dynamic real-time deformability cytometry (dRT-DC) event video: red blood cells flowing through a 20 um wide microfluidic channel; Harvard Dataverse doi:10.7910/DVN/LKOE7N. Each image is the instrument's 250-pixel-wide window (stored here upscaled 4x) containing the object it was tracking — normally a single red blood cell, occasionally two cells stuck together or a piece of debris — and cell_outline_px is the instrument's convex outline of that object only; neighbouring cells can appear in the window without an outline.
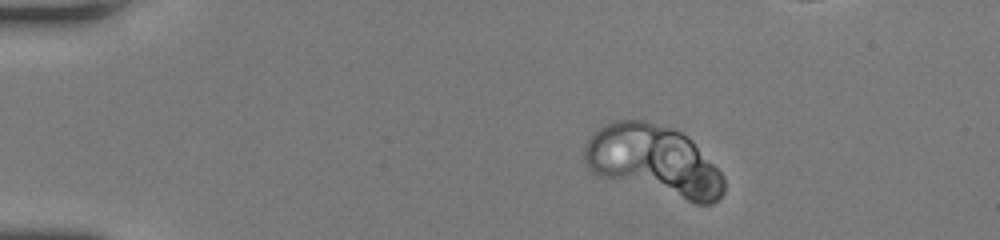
{"species": "human", "species_latin": "Homo sapiens", "temperature_condition": "room temperature", "stored_images_in_passage": 52, "camera_frame_rate_fps": 3000, "um_per_image_px": 0.085, "donor": {"sex": "female"}, "frame": {"image": 1, "passage_image": 10, "time_ms": 3.0, "image_size_px": [1000, 240], "cell_outline_px": [[724, 192], [712, 204], [696, 204], [596, 176], [588, 168], [584, 160], [584, 144], [588, 136], [592, 132], [608, 124], [620, 120], [644, 120], [672, 128], [688, 136], [692, 140], [724, 176]], "centroid_in_image_um": [55.55, 13.68], "position_along_channel_um": 29.4, "area_um2": 57.74}}
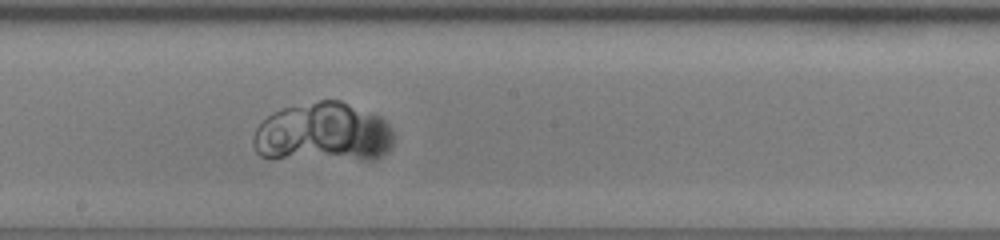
{"frame": {"image": 2, "passage_image": 30, "time_ms": 9.667, "image_size_px": [1000, 240], "cell_outline_px": [[392, 144], [380, 156], [372, 160], [368, 160], [260, 156], [256, 152], [252, 140], [252, 136], [256, 128], [272, 112], [284, 108], [320, 100], [340, 100], [380, 116], [388, 124], [392, 132]], "centroid_in_image_um": [27.46, 11.26], "position_along_channel_um": 220.7, "area_um2": 48.15}}
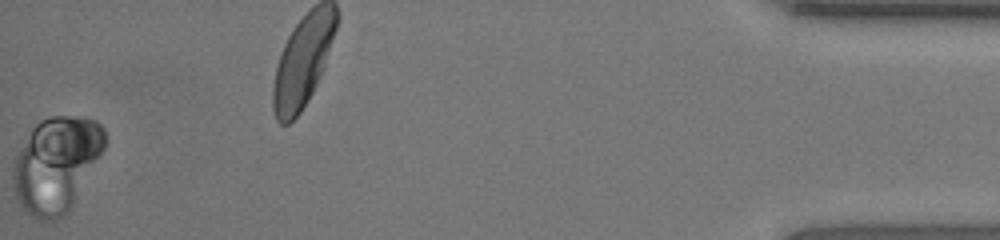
{"frame": {"image": 3, "passage_image": 52, "time_ms": 17.0, "image_size_px": [1000, 240], "cell_outline_px": [[104, 148], [68, 212], [64, 216], [56, 220], [36, 220], [28, 216], [20, 204], [16, 196], [12, 184], [12, 164], [20, 148], [32, 128], [40, 120], [52, 116], [68, 116], [96, 120], [104, 128]], "centroid_in_image_um": [4.73, 14.0], "position_along_channel_um": 430.5, "area_um2": 50.58}}